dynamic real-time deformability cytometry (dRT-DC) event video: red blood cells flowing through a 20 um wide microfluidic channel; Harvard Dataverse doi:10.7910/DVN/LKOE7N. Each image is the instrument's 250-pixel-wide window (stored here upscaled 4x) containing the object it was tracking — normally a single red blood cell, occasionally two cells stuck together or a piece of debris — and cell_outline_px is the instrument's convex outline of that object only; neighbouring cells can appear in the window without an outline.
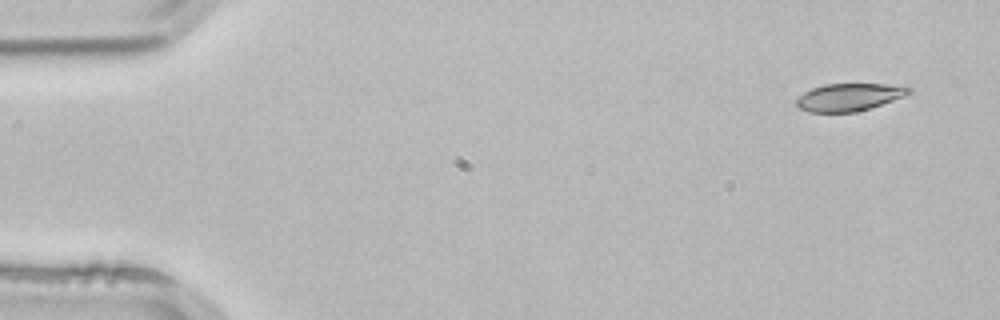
{"species": "common noctule bat (a hibernating species)", "species_latin": "Nyctalus noctula", "temperature_condition": "room temperature", "stored_images_in_passage": 4, "camera_frame_rate_fps": 3000, "um_per_image_px": 0.085, "animal": {"sex": "male", "body_mass_g": 21.5, "forearm_length_mm": 52.0}, "frame": {"image": 1, "passage_image": 1, "time_ms": 0.0, "image_size_px": [1000, 320], "cell_outline_px": [[912, 92], [904, 96], [856, 112], [808, 112], [800, 108], [796, 104], [796, 100], [804, 92], [812, 88], [824, 84], [908, 84], [912, 88]], "centroid_in_image_um": [72.22, 8.23], "position_along_channel_um": 12.8, "area_um2": 18.09}}
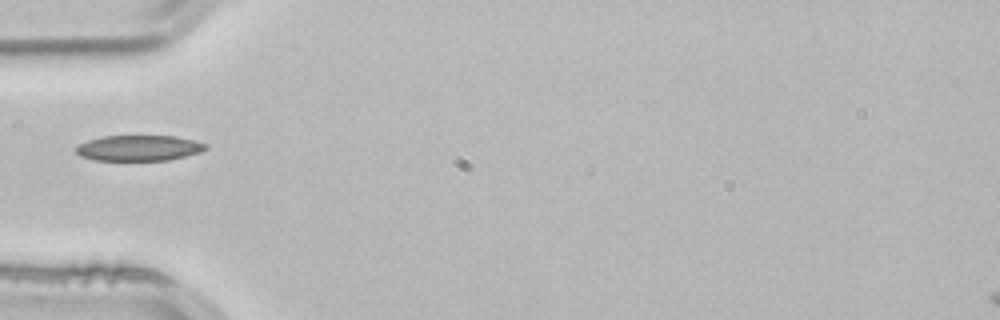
{"frame": {"image": 2, "passage_image": 4, "time_ms": 1.0, "image_size_px": [1000, 320], "cell_outline_px": [[208, 148], [200, 152], [168, 160], [96, 160], [80, 156], [72, 148], [76, 144], [88, 140], [104, 136], [176, 136], [208, 144]], "centroid_in_image_um": [11.76, 12.58], "position_along_channel_um": 73.2, "area_um2": 19.42}}